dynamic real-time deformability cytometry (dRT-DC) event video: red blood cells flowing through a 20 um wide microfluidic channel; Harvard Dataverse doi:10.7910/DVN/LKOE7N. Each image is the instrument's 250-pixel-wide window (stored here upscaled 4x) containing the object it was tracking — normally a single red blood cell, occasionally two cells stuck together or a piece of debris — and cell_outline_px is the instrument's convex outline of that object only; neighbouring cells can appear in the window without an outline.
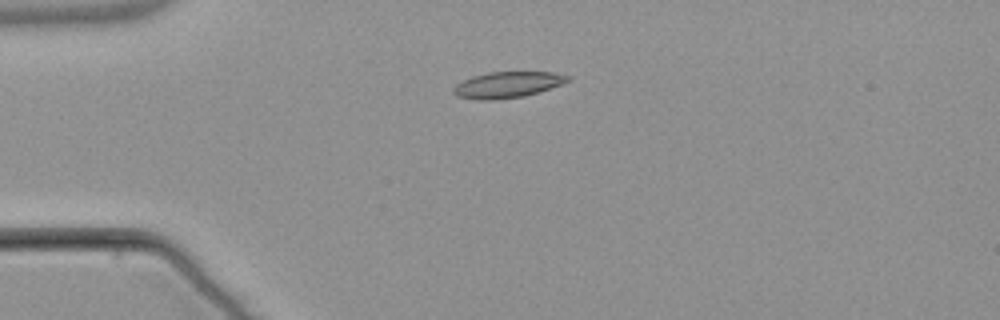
{"species": "common noctule bat (a hibernating species)", "species_latin": "Nyctalus noctula", "temperature_condition": "warm", "stored_images_in_passage": 4, "camera_frame_rate_fps": 3000, "um_per_image_px": 0.085, "animal": {"sex": "male", "body_mass_g": 21.5, "forearm_length_mm": 52.0}, "frame": {"image": 1, "passage_image": 3, "time_ms": 3.667, "image_size_px": [1000, 320], "cell_outline_px": [[572, 80], [524, 96], [496, 100], [476, 100], [456, 96], [452, 92], [452, 88], [456, 84], [472, 76], [488, 72], [552, 72], [572, 76]], "centroid_in_image_um": [43.09, 7.2], "position_along_channel_um": 41.9, "area_um2": 17.4}}